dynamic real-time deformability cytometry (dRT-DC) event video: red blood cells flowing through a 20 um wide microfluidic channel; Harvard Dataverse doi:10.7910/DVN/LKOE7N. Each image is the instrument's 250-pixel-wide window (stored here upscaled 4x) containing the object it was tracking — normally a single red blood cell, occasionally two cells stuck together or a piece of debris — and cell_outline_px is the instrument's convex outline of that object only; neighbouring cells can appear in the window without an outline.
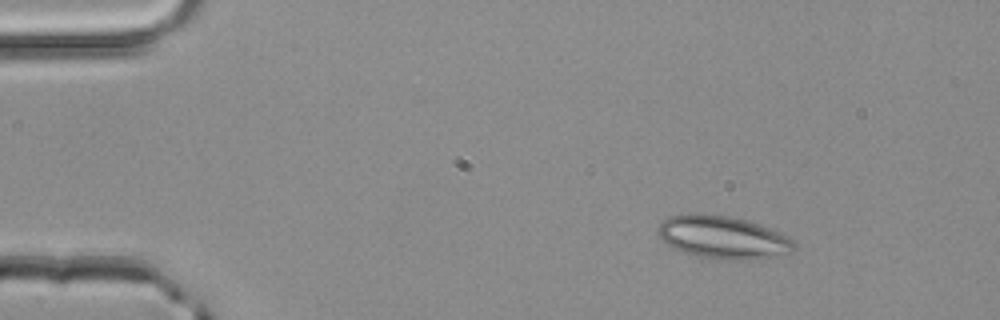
{"species": "common noctule bat (a hibernating species)", "species_latin": "Nyctalus noctula", "temperature_condition": "room temperature", "stored_images_in_passage": 44, "camera_frame_rate_fps": 3000, "um_per_image_px": 0.085, "animal": {"sex": "male", "body_mass_g": 20.4}, "frame": {"image": 1, "passage_image": 1, "time_ms": 0.0, "image_size_px": [1000, 320], "cell_outline_px": [[796, 248], [792, 252], [760, 260], [732, 260], [696, 256], [672, 248], [660, 240], [656, 232], [656, 228], [668, 216], [688, 212], [704, 212], [728, 216], [748, 220], [780, 232], [796, 240]], "centroid_in_image_um": [61.44, 20.16], "position_along_channel_um": 23.6, "area_um2": 34.97}}
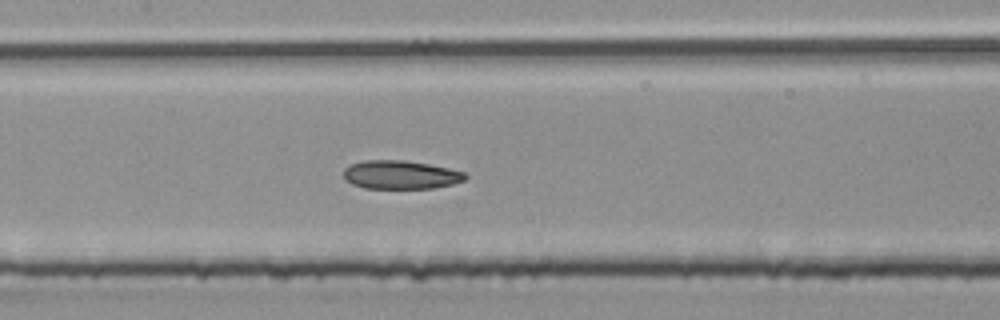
{"frame": {"image": 2, "passage_image": 18, "time_ms": 5.667, "image_size_px": [1000, 320], "cell_outline_px": [[468, 176], [464, 180], [452, 184], [432, 188], [364, 188], [352, 184], [344, 180], [344, 168], [352, 164], [364, 160], [404, 160], [428, 164], [448, 168], [464, 172]], "centroid_in_image_um": [34.03, 14.85], "position_along_channel_um": 173.4, "area_um2": 20.17}}
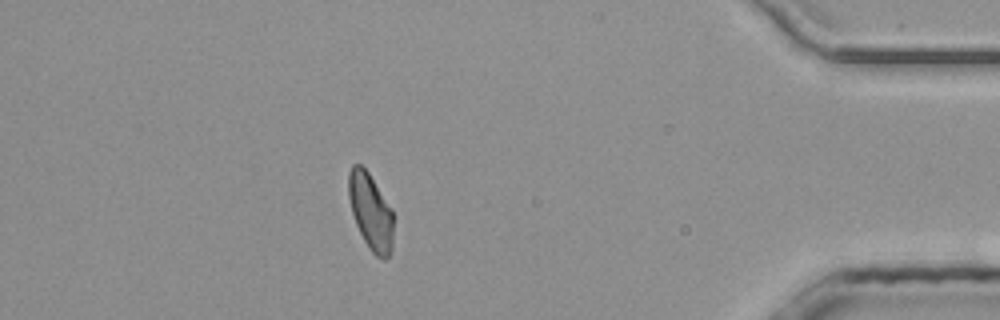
{"frame": {"image": 3, "passage_image": 38, "time_ms": 12.333, "image_size_px": [1000, 320], "cell_outline_px": [[392, 252], [384, 260], [376, 256], [372, 252], [364, 240], [356, 224], [352, 212], [348, 196], [348, 172], [352, 164], [360, 164], [368, 172], [392, 208]], "centroid_in_image_um": [31.5, 17.97], "position_along_channel_um": 403.7, "area_um2": 19.88}, "authors_computed_cell_mechanics": {"area_um2": 20.6346, "velocity_mm_per_s": 4.1577, "shape_relaxation_time_tau1_ms": null, "shape_relaxation_time_tau2_ms": 7.977, "deformation_change_tau1": null, "deformation_change_tau2": 0.1275}}